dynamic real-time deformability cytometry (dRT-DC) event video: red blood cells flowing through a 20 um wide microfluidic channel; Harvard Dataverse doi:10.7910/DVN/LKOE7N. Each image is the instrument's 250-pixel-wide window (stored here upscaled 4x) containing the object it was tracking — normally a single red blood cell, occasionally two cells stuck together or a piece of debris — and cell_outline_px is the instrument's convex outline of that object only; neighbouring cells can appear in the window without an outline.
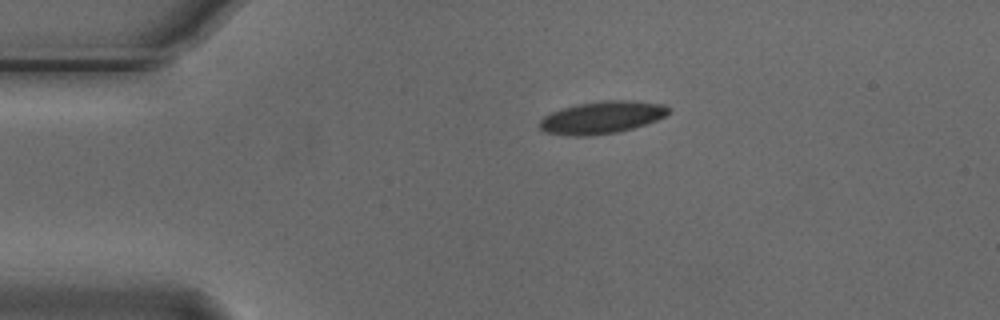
{"species": "Egyptian fruit bat (a non-hibernating species)", "species_latin": "Rousettus aegyptiacus", "temperature_condition": "cold", "stored_images_in_passage": 2, "camera_frame_rate_fps": 3000, "um_per_image_px": 0.085, "animal": {"sex": "male"}, "frame": {"image": 1, "passage_image": 1, "time_ms": 0.0, "image_size_px": [1000, 320], "cell_outline_px": [[668, 112], [664, 116], [656, 120], [632, 128], [616, 132], [588, 136], [572, 136], [544, 132], [536, 124], [544, 116], [560, 108], [576, 104], [604, 100], [636, 100], [664, 104], [668, 108]], "centroid_in_image_um": [51.1, 9.97], "position_along_channel_um": 33.9, "area_um2": 24.39}}